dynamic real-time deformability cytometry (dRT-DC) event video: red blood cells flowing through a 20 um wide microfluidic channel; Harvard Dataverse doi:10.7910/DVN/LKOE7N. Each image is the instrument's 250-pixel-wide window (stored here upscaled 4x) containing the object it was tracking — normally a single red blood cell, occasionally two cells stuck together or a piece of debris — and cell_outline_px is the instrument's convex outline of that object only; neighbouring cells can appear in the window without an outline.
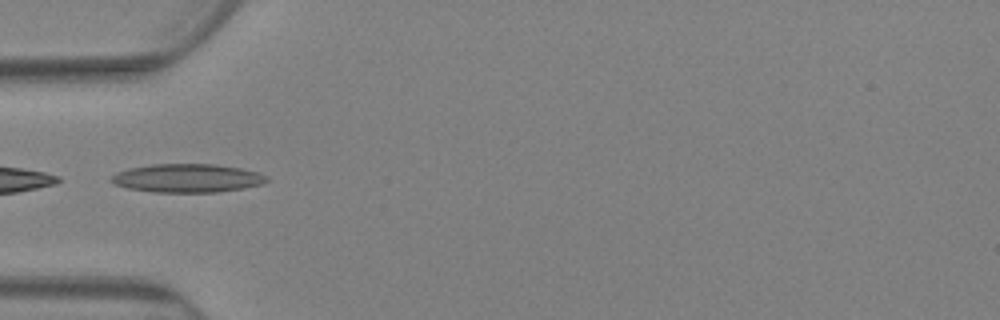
{"species": "Egyptian fruit bat (a non-hibernating species)", "species_latin": "Rousettus aegyptiacus", "temperature_condition": "warm", "stored_images_in_passage": 4, "camera_frame_rate_fps": 3000, "um_per_image_px": 0.085, "animal": {"sex": "female"}, "frame": {"image": 1, "passage_image": 1, "time_ms": 0.0, "image_size_px": [1000, 320], "cell_outline_px": [[268, 180], [260, 184], [240, 188], [216, 192], [152, 192], [128, 188], [112, 184], [108, 180], [116, 172], [128, 168], [152, 164], [216, 164], [240, 168], [256, 172], [268, 176]], "centroid_in_image_um": [15.84, 15.14], "position_along_channel_um": 69.2, "area_um2": 25.78}}